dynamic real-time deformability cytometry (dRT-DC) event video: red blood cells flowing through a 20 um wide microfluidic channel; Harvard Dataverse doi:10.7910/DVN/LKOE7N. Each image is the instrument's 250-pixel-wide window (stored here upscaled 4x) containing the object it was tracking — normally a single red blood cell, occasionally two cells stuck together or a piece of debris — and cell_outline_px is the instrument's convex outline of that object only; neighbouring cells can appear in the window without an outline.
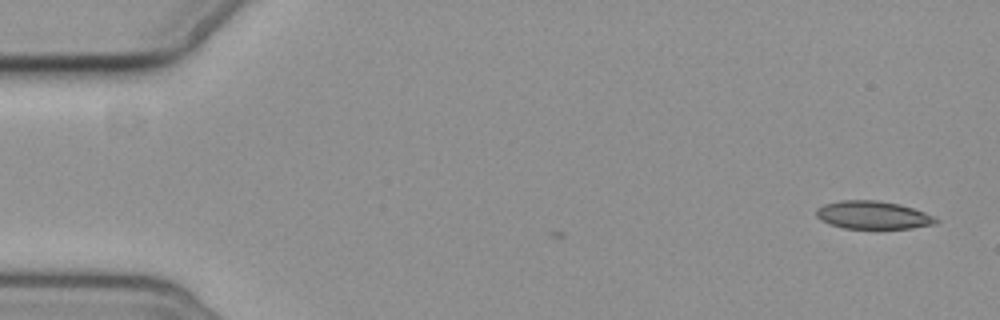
{"species": "common noctule bat (a hibernating species)", "species_latin": "Nyctalus noctula", "temperature_condition": "cold", "stored_images_in_passage": 3, "camera_frame_rate_fps": 3000, "um_per_image_px": 0.085, "animal": {"sex": "female", "body_mass_g": 19.3, "forearm_length_mm": 54.1}, "frame": {"image": 1, "passage_image": 1, "time_ms": 0.0, "image_size_px": [1000, 320], "cell_outline_px": [[940, 220], [936, 224], [912, 228], [844, 228], [820, 220], [816, 216], [816, 208], [824, 204], [840, 200], [880, 200], [900, 204], [924, 212]], "centroid_in_image_um": [74.19, 18.27], "position_along_channel_um": 10.8, "area_um2": 19.48}}